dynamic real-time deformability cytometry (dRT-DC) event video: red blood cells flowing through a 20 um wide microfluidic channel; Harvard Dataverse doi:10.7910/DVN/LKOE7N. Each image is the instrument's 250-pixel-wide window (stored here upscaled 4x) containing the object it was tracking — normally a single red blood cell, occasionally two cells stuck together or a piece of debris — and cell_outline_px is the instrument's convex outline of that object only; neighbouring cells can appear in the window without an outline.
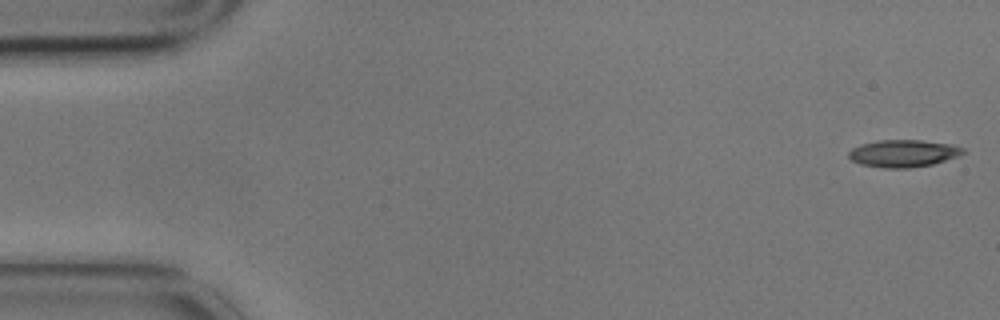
{"species": "common noctule bat (a hibernating species)", "species_latin": "Nyctalus noctula", "temperature_condition": "cold", "stored_images_in_passage": 4, "camera_frame_rate_fps": 3000, "um_per_image_px": 0.085, "animal": {"sex": "male", "body_mass_g": 17.9}, "frame": {"image": 1, "passage_image": 1, "time_ms": 0.0, "image_size_px": [1000, 320], "cell_outline_px": [[964, 152], [960, 156], [932, 164], [908, 168], [884, 168], [860, 164], [852, 160], [848, 156], [848, 152], [852, 148], [860, 144], [880, 140], [920, 140], [952, 144], [964, 148]], "centroid_in_image_um": [76.78, 13.03], "position_along_channel_um": 8.2, "area_um2": 18.21}}